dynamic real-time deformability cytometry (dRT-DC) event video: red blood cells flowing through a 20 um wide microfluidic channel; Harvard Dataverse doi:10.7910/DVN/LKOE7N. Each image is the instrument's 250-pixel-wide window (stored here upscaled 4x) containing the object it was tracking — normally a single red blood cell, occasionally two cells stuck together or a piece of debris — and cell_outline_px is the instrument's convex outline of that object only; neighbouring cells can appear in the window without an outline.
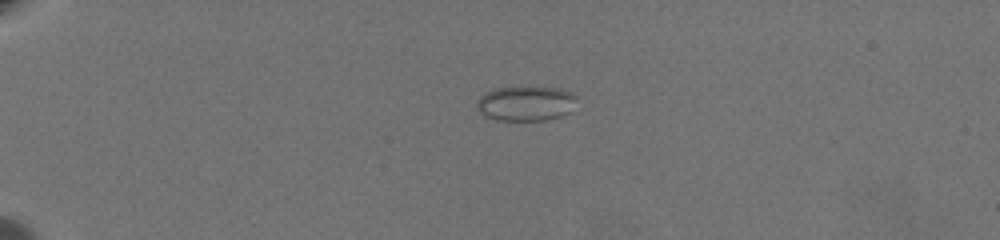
{"species": "common noctule bat (a hibernating species)", "species_latin": "Nyctalus noctula", "temperature_condition": "warm", "stored_images_in_passage": 48, "camera_frame_rate_fps": 3000, "um_per_image_px": 0.085, "animal": {"sex": "female", "body_mass_g": 19.5, "forearm_length_mm": 54.1}, "frame": {"image": 1, "passage_image": 1, "time_ms": 0.0, "image_size_px": [1000, 240], "cell_outline_px": [[576, 100], [572, 112], [560, 116], [544, 120], [496, 120], [484, 116], [476, 108], [476, 100], [484, 92], [496, 88], [560, 88], [572, 92], [576, 96]], "centroid_in_image_um": [44.68, 8.8], "position_along_channel_um": 40.3, "area_um2": 20.35}}
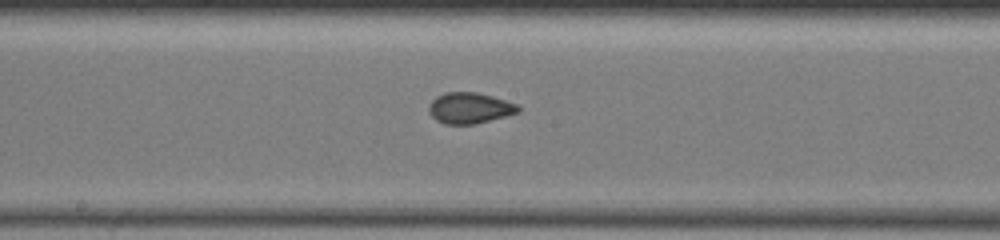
{"frame": {"image": 2, "passage_image": 22, "time_ms": 7.0, "image_size_px": [1000, 240], "cell_outline_px": [[520, 112], [476, 124], [444, 124], [436, 120], [428, 112], [428, 104], [436, 96], [444, 92], [476, 92], [492, 96], [516, 104], [520, 108]], "centroid_in_image_um": [39.88, 9.18], "position_along_channel_um": 208.3, "area_um2": 16.18}}
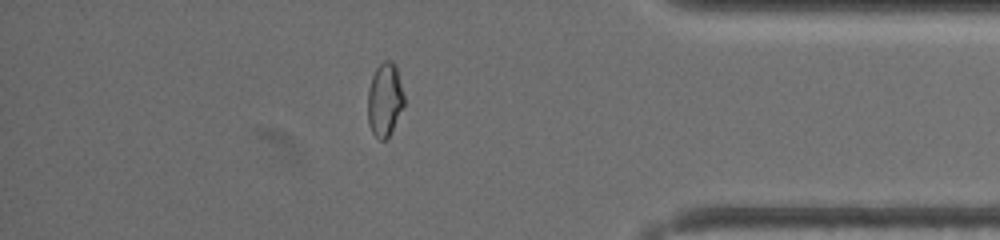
{"frame": {"image": 3, "passage_image": 41, "time_ms": 13.333, "image_size_px": [1000, 240], "cell_outline_px": [[404, 104], [388, 136], [384, 140], [380, 140], [372, 132], [368, 124], [368, 92], [372, 76], [376, 68], [384, 60], [392, 60], [396, 64], [404, 96]], "centroid_in_image_um": [32.7, 8.43], "position_along_channel_um": 402.5, "area_um2": 15.37}}